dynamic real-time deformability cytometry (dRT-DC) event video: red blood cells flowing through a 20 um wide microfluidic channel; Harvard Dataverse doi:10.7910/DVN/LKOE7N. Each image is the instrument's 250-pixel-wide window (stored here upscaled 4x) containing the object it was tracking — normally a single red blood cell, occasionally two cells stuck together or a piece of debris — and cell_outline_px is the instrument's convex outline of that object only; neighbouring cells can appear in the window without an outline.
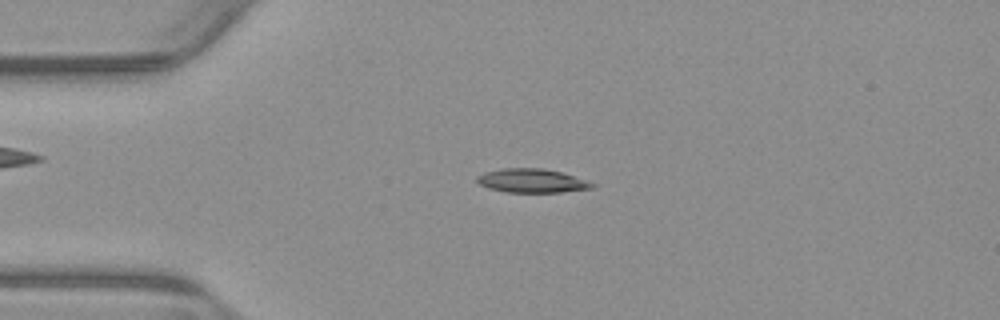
{"species": "common noctule bat (a hibernating species)", "species_latin": "Nyctalus noctula", "temperature_condition": "warm", "stored_images_in_passage": 54, "camera_frame_rate_fps": 3000, "um_per_image_px": 0.085, "animal": {"sex": "male", "body_mass_g": 23.1, "forearm_length_mm": 52.7}, "frame": {"image": 1, "passage_image": 13, "time_ms": 4.0, "image_size_px": [1000, 320], "cell_outline_px": [[596, 184], [592, 188], [560, 192], [504, 192], [488, 188], [480, 184], [476, 180], [476, 176], [484, 172], [500, 168], [544, 168], [560, 172]], "centroid_in_image_um": [45.14, 15.36], "position_along_channel_um": 39.9, "area_um2": 15.9}}
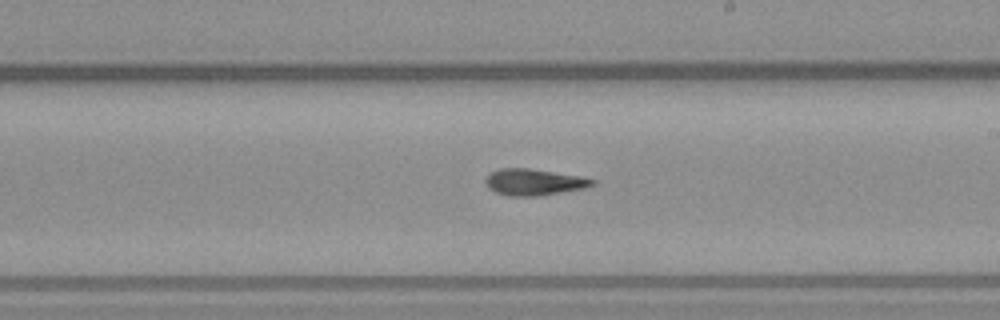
{"frame": {"image": 2, "passage_image": 31, "time_ms": 10.0, "image_size_px": [1000, 320], "cell_outline_px": [[596, 184], [584, 188], [536, 196], [508, 196], [496, 192], [488, 188], [484, 180], [492, 172], [500, 168], [528, 168], [580, 176], [596, 180]], "centroid_in_image_um": [45.38, 15.48], "position_along_channel_um": 243.6, "area_um2": 16.3}}
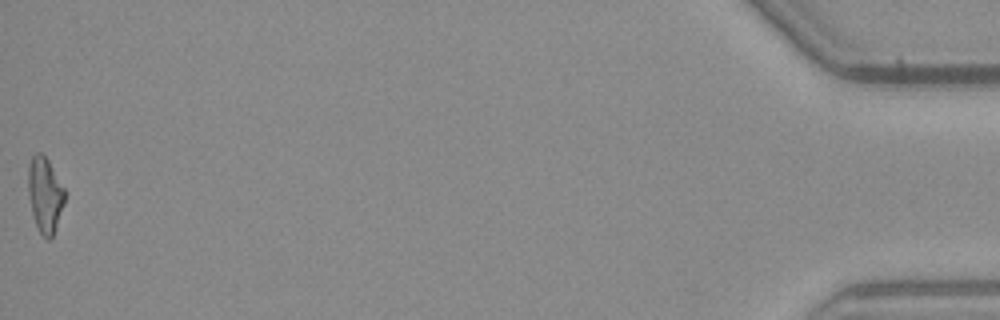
{"frame": {"image": 3, "passage_image": 54, "time_ms": 17.667, "image_size_px": [1000, 320], "cell_outline_px": [[68, 192], [64, 204], [52, 236], [48, 240], [40, 232], [36, 224], [32, 212], [28, 192], [28, 164], [32, 156], [36, 152], [40, 152], [48, 160]], "centroid_in_image_um": [3.84, 16.5], "position_along_channel_um": 431.4, "area_um2": 16.13}, "authors_computed_cell_mechanics": {"area_um2": 16.0684, "velocity_mm_per_s": 3.8447, "shape_relaxation_time_tau1_ms": 11.286, "shape_relaxation_time_tau2_ms": 2.063, "deformation_change_tau1": 0.3185, "deformation_change_tau2": 0.1149}}